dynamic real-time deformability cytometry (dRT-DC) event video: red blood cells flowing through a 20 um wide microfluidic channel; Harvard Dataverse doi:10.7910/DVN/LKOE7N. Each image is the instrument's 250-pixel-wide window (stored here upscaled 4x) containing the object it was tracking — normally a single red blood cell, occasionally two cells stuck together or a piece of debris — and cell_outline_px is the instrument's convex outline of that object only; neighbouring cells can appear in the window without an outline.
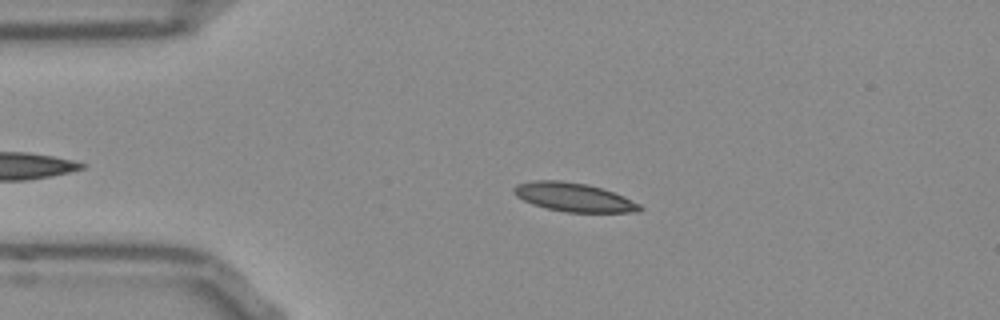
{"species": "Egyptian fruit bat (a non-hibernating species)", "species_latin": "Rousettus aegyptiacus", "temperature_condition": "room temperature", "stored_images_in_passage": 46, "camera_frame_rate_fps": 3000, "um_per_image_px": 0.085, "frame": {"image": 1, "passage_image": 10, "time_ms": 3.0, "image_size_px": [1000, 320], "cell_outline_px": [[644, 208], [640, 212], [564, 212], [532, 204], [516, 196], [512, 192], [512, 188], [516, 184], [532, 180], [560, 180], [588, 184], [624, 196], [640, 204]], "centroid_in_image_um": [48.75, 16.76], "position_along_channel_um": 36.2, "area_um2": 21.15}}
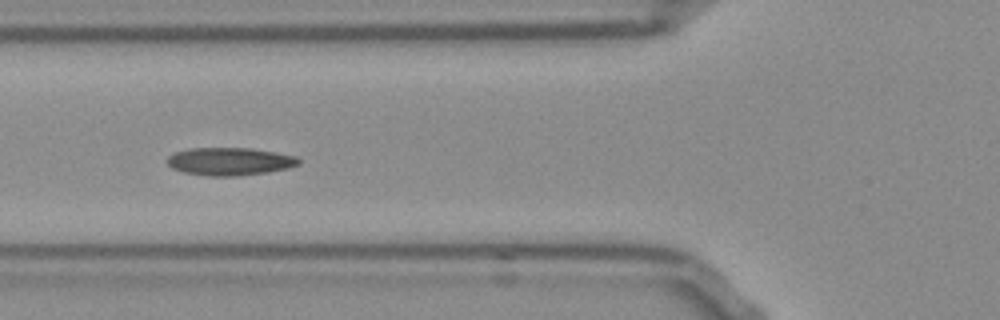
{"frame": {"image": 2, "passage_image": 18, "time_ms": 5.667, "image_size_px": [1000, 320], "cell_outline_px": [[300, 164], [288, 168], [268, 172], [236, 176], [208, 176], [184, 172], [172, 168], [168, 164], [168, 156], [172, 152], [192, 148], [252, 148], [276, 152], [296, 156], [300, 160]], "centroid_in_image_um": [19.54, 13.72], "position_along_channel_um": 106.3, "area_um2": 21.39}}
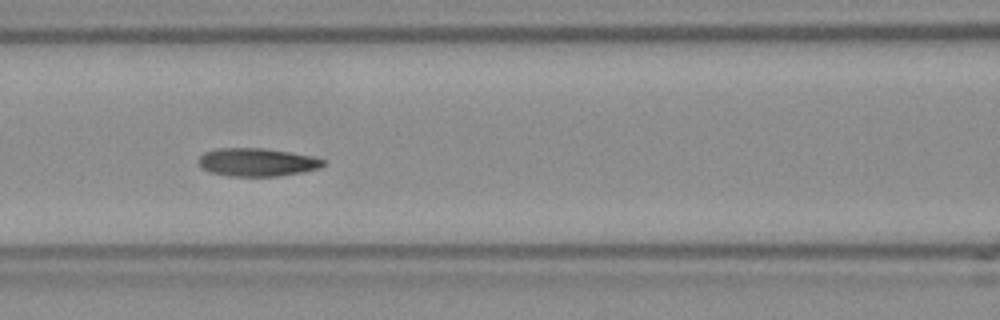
{"frame": {"image": 3, "passage_image": 21, "time_ms": 6.667, "image_size_px": [1000, 320], "cell_outline_px": [[324, 164], [320, 168], [280, 176], [228, 176], [208, 172], [200, 168], [196, 160], [204, 152], [216, 148], [264, 148], [312, 156], [324, 160]], "centroid_in_image_um": [21.76, 13.79], "position_along_channel_um": 144.8, "area_um2": 20.58}, "authors_computed_cell_mechanics": {"area_um2": 20.4901, "velocity_mm_per_s": 3.7915, "shape_relaxation_time_tau1_ms": 5.5434, "shape_relaxation_time_tau2_ms": 1.7745, "deformation_change_tau1": 0.157, "deformation_change_tau2": 0.0745}}